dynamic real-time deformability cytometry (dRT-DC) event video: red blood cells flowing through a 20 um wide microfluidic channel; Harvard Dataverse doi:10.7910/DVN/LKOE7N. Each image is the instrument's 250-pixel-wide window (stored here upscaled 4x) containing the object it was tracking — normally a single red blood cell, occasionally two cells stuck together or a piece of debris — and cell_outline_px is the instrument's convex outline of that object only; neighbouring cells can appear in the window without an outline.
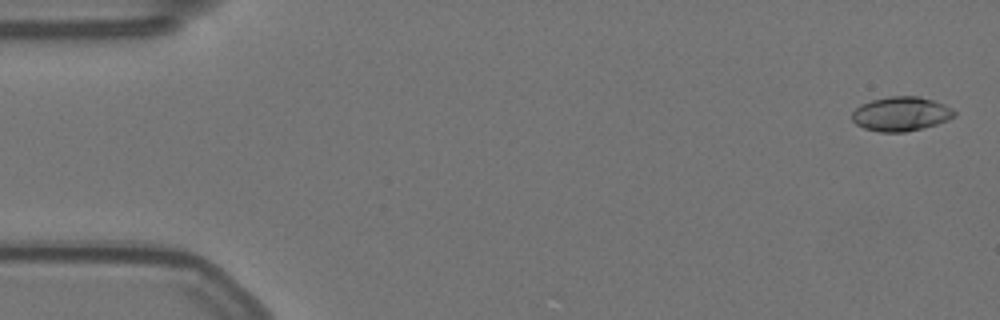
{"species": "Egyptian fruit bat (a non-hibernating species)", "species_latin": "Rousettus aegyptiacus", "temperature_condition": "warm", "stored_images_in_passage": 58, "camera_frame_rate_fps": 3000, "um_per_image_px": 0.085, "animal": {"sex": "female"}, "frame": {"image": 1, "passage_image": 2, "time_ms": 0.333, "image_size_px": [1000, 320], "cell_outline_px": [[956, 116], [948, 120], [924, 128], [904, 132], [880, 132], [864, 128], [856, 124], [852, 120], [852, 112], [860, 104], [872, 100], [888, 96], [920, 96], [944, 104], [952, 108], [956, 112]], "centroid_in_image_um": [76.59, 9.68], "position_along_channel_um": 8.4, "area_um2": 20.58}}
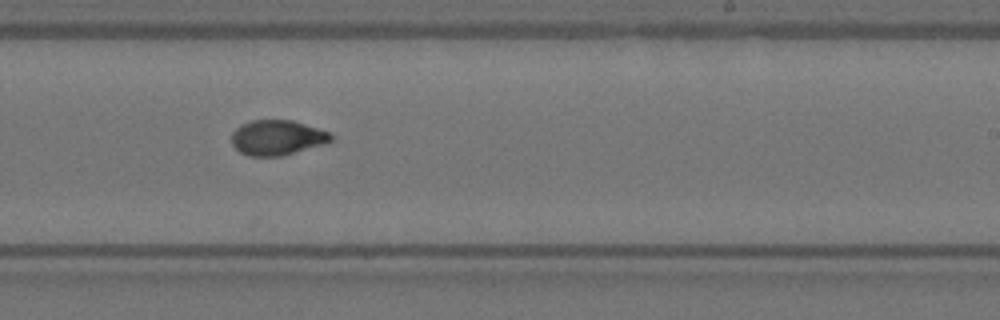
{"frame": {"image": 2, "passage_image": 35, "time_ms": 11.333, "image_size_px": [1000, 320], "cell_outline_px": [[332, 140], [328, 144], [280, 156], [248, 156], [240, 152], [232, 144], [232, 132], [240, 124], [252, 120], [292, 120], [328, 132], [332, 136]], "centroid_in_image_um": [23.55, 11.7], "position_along_channel_um": 265.4, "area_um2": 20.35}}
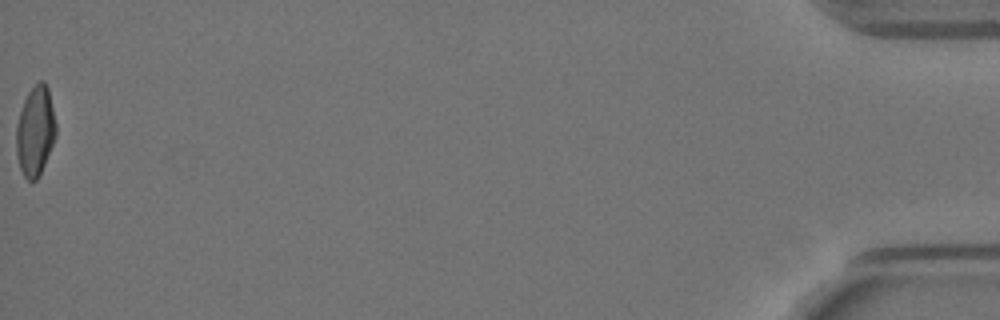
{"frame": {"image": 3, "passage_image": 58, "time_ms": 19.0, "image_size_px": [1000, 320], "cell_outline_px": [[56, 136], [44, 164], [36, 180], [28, 180], [24, 176], [20, 168], [16, 152], [16, 124], [24, 100], [28, 92], [40, 80], [44, 80], [48, 88], [56, 124]], "centroid_in_image_um": [2.99, 11.12], "position_along_channel_um": 432.2, "area_um2": 20.52}, "authors_computed_cell_mechanics": {"area_um2": 20.3167, "velocity_mm_per_s": 3.5266, "shape_relaxation_time_tau1_ms": 8.25, "shape_relaxation_time_tau2_ms": 2.1765, "deformation_change_tau1": 0.2364, "deformation_change_tau2": 0.0597}}